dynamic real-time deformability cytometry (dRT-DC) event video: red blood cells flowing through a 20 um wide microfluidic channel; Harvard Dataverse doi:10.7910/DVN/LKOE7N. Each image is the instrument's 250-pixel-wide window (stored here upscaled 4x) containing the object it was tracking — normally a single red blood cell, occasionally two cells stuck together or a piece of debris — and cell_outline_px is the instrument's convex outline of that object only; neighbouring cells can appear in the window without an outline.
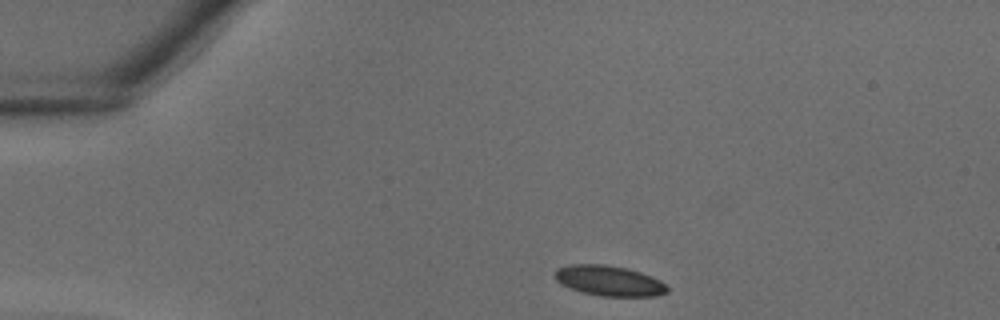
{"species": "common noctule bat (a hibernating species)", "species_latin": "Nyctalus noctula", "temperature_condition": "warm", "stored_images_in_passage": 31, "camera_frame_rate_fps": 3000, "um_per_image_px": 0.085, "animal": {"sex": "male", "body_mass_g": 18.8}, "frame": {"image": 1, "passage_image": 1, "time_ms": 0.0, "image_size_px": [1000, 320], "cell_outline_px": [[668, 292], [656, 296], [604, 296], [584, 292], [560, 284], [552, 276], [556, 268], [568, 264], [604, 264], [628, 268], [640, 272], [660, 280], [668, 288]], "centroid_in_image_um": [51.74, 23.85], "position_along_channel_um": 33.3, "area_um2": 19.88}}
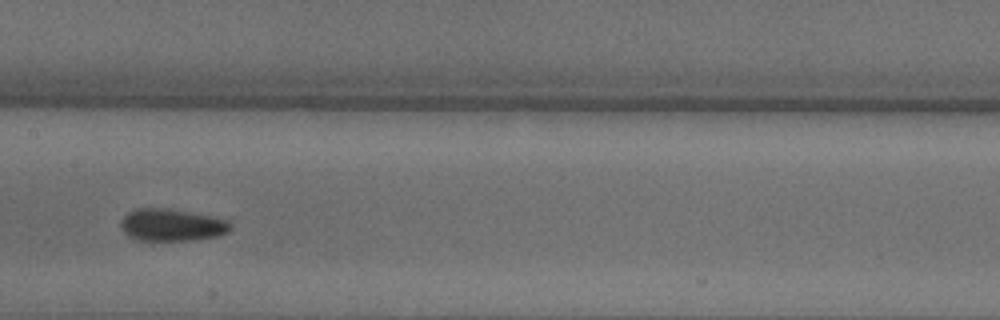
{"frame": {"image": 2, "passage_image": 13, "time_ms": 4.0, "image_size_px": [1000, 320], "cell_outline_px": [[232, 228], [228, 232], [216, 236], [192, 240], [136, 240], [128, 236], [120, 228], [120, 220], [128, 212], [136, 208], [168, 208], [228, 220], [232, 224]], "centroid_in_image_um": [14.56, 19.12], "position_along_channel_um": 192.8, "area_um2": 20.58}}
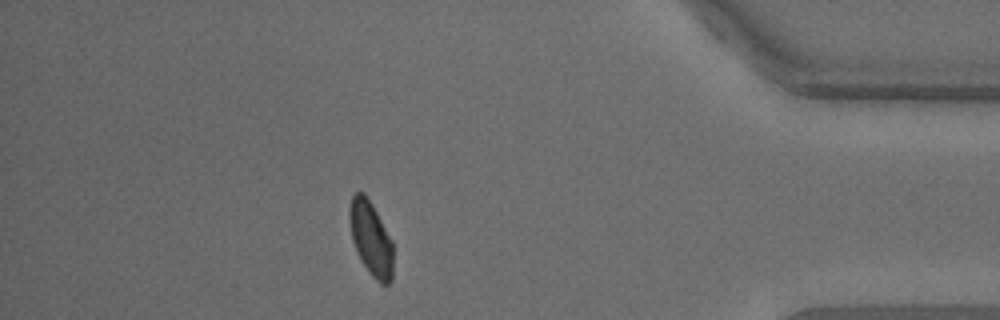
{"frame": {"image": 3, "passage_image": 27, "time_ms": 8.667, "image_size_px": [1000, 320], "cell_outline_px": [[392, 280], [388, 284], [380, 284], [368, 272], [360, 260], [356, 252], [352, 240], [348, 216], [348, 212], [352, 196], [356, 192], [364, 192], [372, 204], [392, 240]], "centroid_in_image_um": [31.5, 20.28], "position_along_channel_um": 403.7, "area_um2": 19.02}}